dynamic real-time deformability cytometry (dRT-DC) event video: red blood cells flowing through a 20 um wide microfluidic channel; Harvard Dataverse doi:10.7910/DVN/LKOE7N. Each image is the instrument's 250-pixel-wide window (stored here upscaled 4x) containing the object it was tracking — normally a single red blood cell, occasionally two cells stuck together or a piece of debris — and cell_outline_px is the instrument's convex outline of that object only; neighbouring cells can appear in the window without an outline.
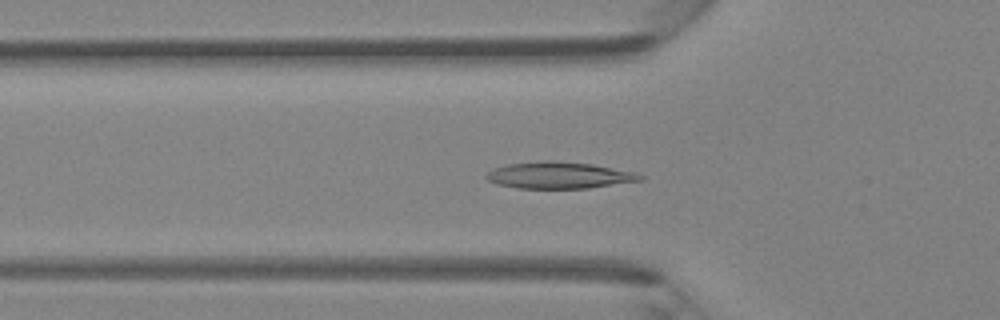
{"species": "Egyptian fruit bat (a non-hibernating species)", "species_latin": "Rousettus aegyptiacus", "temperature_condition": "room temperature", "stored_images_in_passage": 38, "camera_frame_rate_fps": 3000, "um_per_image_px": 0.085, "animal": {"sex": "female"}, "frame": {"image": 1, "passage_image": 7, "time_ms": 2.0, "image_size_px": [1000, 320], "cell_outline_px": [[644, 180], [588, 188], [516, 188], [500, 184], [488, 180], [484, 176], [488, 172], [496, 168], [508, 164], [544, 160], [552, 160], [592, 164], [632, 172], [644, 176]], "centroid_in_image_um": [47.53, 14.89], "position_along_channel_um": 78.3, "area_um2": 23.58}}
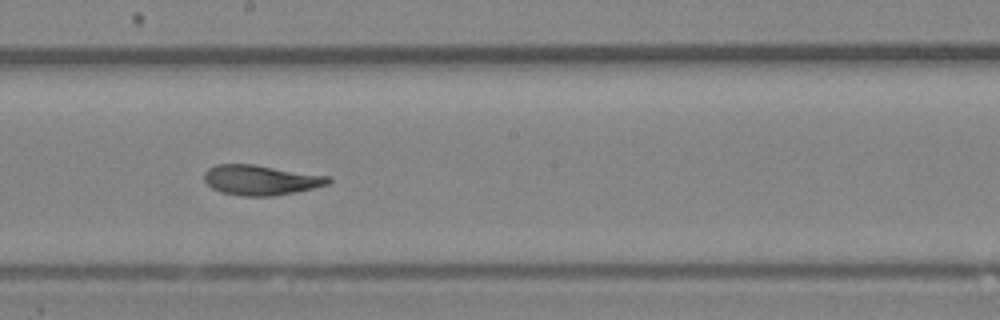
{"frame": {"image": 2, "passage_image": 17, "time_ms": 5.333, "image_size_px": [1000, 320], "cell_outline_px": [[332, 180], [328, 184], [312, 188], [272, 196], [244, 196], [220, 192], [212, 188], [204, 180], [204, 172], [208, 168], [216, 164], [252, 164], [332, 176]], "centroid_in_image_um": [22.16, 15.29], "position_along_channel_um": 226.0, "area_um2": 21.73}}
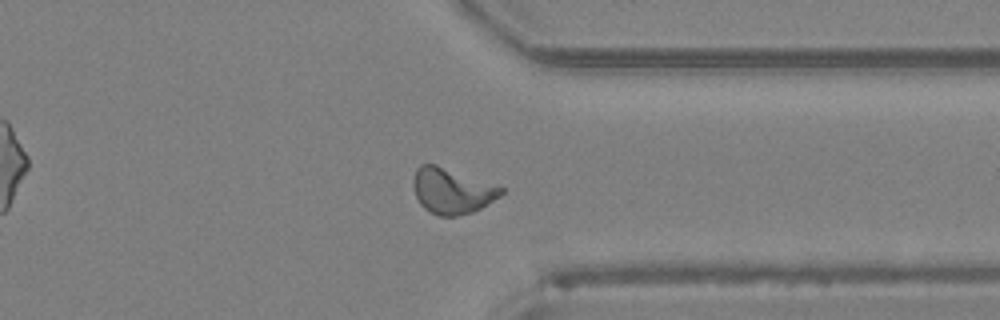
{"frame": {"image": 3, "passage_image": 27, "time_ms": 8.667, "image_size_px": [1000, 320], "cell_outline_px": [[504, 192], [500, 196], [480, 208], [472, 212], [456, 216], [440, 216], [428, 212], [420, 204], [416, 196], [412, 184], [412, 180], [416, 168], [420, 164], [436, 164], [504, 188]], "centroid_in_image_um": [38.37, 16.23], "position_along_channel_um": 373.0, "area_um2": 23.24}}